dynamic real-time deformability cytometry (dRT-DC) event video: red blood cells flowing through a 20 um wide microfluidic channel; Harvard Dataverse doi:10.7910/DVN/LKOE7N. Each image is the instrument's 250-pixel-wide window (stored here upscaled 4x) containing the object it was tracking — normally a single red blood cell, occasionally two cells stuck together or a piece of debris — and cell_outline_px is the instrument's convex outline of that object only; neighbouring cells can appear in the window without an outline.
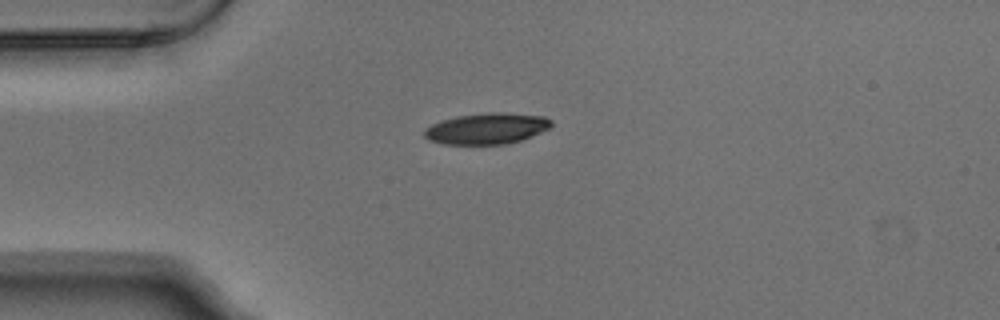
{"species": "Egyptian fruit bat (a non-hibernating species)", "species_latin": "Rousettus aegyptiacus", "temperature_condition": "warm", "stored_images_in_passage": 2, "camera_frame_rate_fps": 3000, "um_per_image_px": 0.085, "animal": {"sex": "male"}, "frame": {"image": 1, "passage_image": 2, "time_ms": 0.333, "image_size_px": [1000, 320], "cell_outline_px": [[552, 124], [548, 128], [540, 132], [520, 140], [504, 144], [444, 144], [428, 140], [424, 136], [424, 128], [440, 120], [456, 116], [488, 112], [504, 112], [544, 116], [552, 120]], "centroid_in_image_um": [41.33, 10.91], "position_along_channel_um": 43.7, "area_um2": 23.0}}